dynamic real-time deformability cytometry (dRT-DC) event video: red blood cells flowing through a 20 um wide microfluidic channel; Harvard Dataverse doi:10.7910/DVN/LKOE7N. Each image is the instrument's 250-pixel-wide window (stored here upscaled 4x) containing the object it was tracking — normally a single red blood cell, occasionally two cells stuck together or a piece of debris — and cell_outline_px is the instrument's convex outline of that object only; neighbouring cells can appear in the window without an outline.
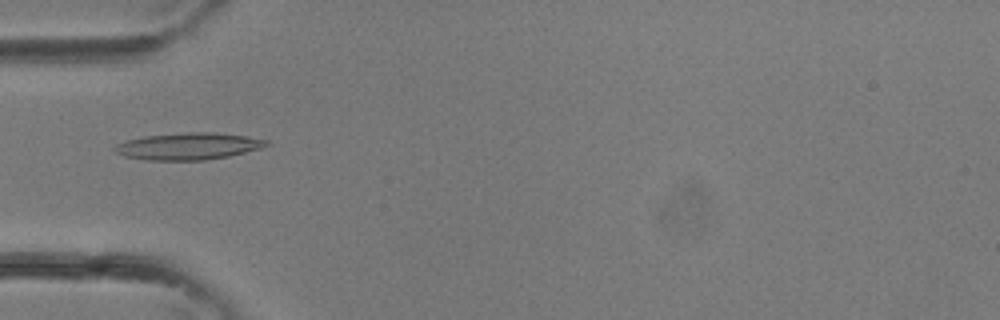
{"species": "common noctule bat (a hibernating species)", "species_latin": "Nyctalus noctula", "temperature_condition": "room temperature", "stored_images_in_passage": 31, "camera_frame_rate_fps": 3000, "um_per_image_px": 0.085, "animal": {"sex": "female"}, "frame": {"image": 1, "passage_image": 7, "time_ms": 2.0, "image_size_px": [1000, 320], "cell_outline_px": [[272, 144], [260, 148], [228, 156], [204, 160], [148, 160], [124, 156], [116, 152], [112, 148], [116, 144], [128, 140], [144, 136], [188, 132], [212, 132], [244, 136], [268, 140]], "centroid_in_image_um": [16.0, 12.43], "position_along_channel_um": 69.0, "area_um2": 23.58}}
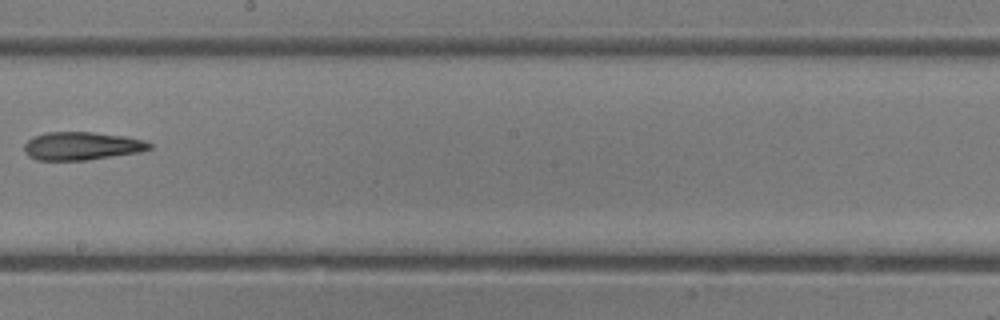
{"frame": {"image": 2, "passage_image": 16, "time_ms": 5.0, "image_size_px": [1000, 320], "cell_outline_px": [[152, 148], [140, 152], [84, 160], [36, 160], [28, 156], [24, 152], [24, 144], [32, 136], [44, 132], [92, 132], [128, 136], [144, 140], [152, 144]], "centroid_in_image_um": [6.93, 12.4], "position_along_channel_um": 241.3, "area_um2": 20.69}}
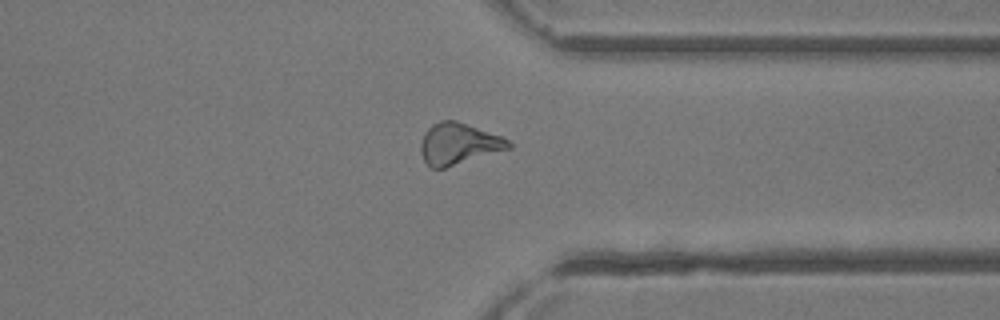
{"frame": {"image": 3, "passage_image": 23, "time_ms": 7.333, "image_size_px": [1000, 320], "cell_outline_px": [[512, 148], [444, 168], [432, 168], [424, 160], [420, 152], [420, 144], [424, 132], [432, 124], [440, 120], [456, 120], [500, 136], [508, 140], [512, 144]], "centroid_in_image_um": [38.95, 12.22], "position_along_channel_um": 372.4, "area_um2": 21.1}}